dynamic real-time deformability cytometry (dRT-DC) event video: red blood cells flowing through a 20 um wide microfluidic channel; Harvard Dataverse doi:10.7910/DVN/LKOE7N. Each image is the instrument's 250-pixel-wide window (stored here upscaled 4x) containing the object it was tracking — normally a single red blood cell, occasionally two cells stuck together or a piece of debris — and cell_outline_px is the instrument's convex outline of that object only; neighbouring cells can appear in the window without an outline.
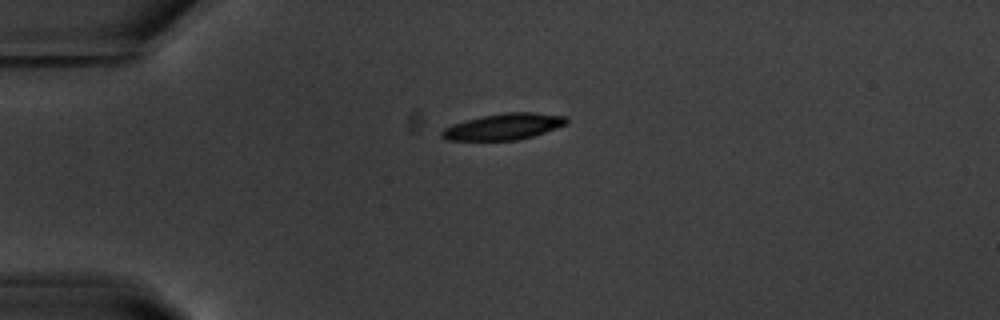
{"species": "common noctule bat (a hibernating species)", "species_latin": "Nyctalus noctula", "temperature_condition": "warm", "stored_images_in_passage": 42, "camera_frame_rate_fps": 3000, "um_per_image_px": 0.085, "animal": {"sex": "male", "body_mass_g": 20.1, "forearm_length_mm": 53.5}, "frame": {"image": 1, "passage_image": 1, "time_ms": 0.0, "image_size_px": [1000, 320], "cell_outline_px": [[568, 124], [532, 136], [516, 140], [448, 140], [440, 136], [440, 132], [444, 128], [452, 124], [484, 116], [504, 112], [532, 112], [568, 116]], "centroid_in_image_um": [42.84, 10.76], "position_along_channel_um": 42.2, "area_um2": 18.96}}
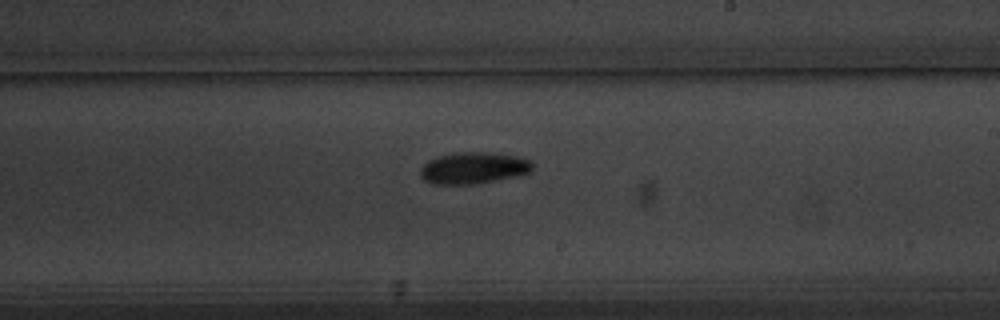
{"frame": {"image": 2, "passage_image": 20, "time_ms": 6.333, "image_size_px": [1000, 320], "cell_outline_px": [[536, 164], [532, 172], [516, 176], [472, 184], [432, 184], [424, 180], [420, 176], [420, 168], [428, 160], [440, 156], [456, 152], [488, 152], [520, 156], [532, 160]], "centroid_in_image_um": [40.3, 14.27], "position_along_channel_um": 248.7, "area_um2": 20.92}}
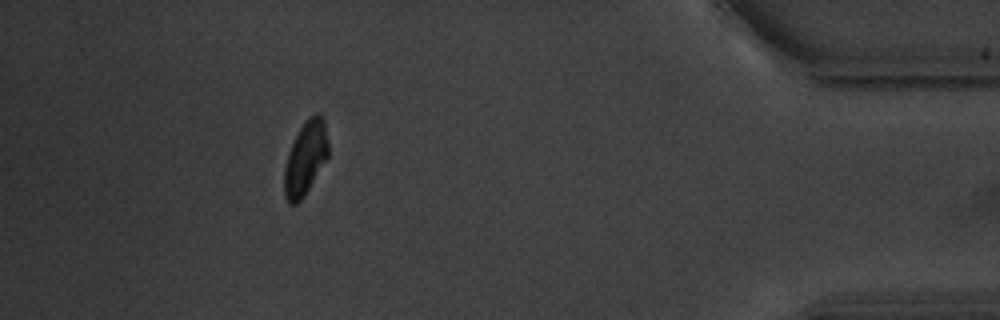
{"frame": {"image": 3, "passage_image": 37, "time_ms": 12.0, "image_size_px": [1000, 320], "cell_outline_px": [[328, 156], [304, 196], [296, 204], [288, 204], [284, 196], [284, 168], [288, 152], [304, 120], [308, 116], [316, 112], [320, 112], [324, 120], [328, 140]], "centroid_in_image_um": [25.96, 13.42], "position_along_channel_um": 409.2, "area_um2": 18.96}, "authors_computed_cell_mechanics": {"area_um2": 19.4786, "velocity_mm_per_s": 3.7002, "shape_relaxation_time_tau1_ms": 2.7793, "shape_relaxation_time_tau2_ms": null, "deformation_change_tau1": 0.1355, "deformation_change_tau2": null}}